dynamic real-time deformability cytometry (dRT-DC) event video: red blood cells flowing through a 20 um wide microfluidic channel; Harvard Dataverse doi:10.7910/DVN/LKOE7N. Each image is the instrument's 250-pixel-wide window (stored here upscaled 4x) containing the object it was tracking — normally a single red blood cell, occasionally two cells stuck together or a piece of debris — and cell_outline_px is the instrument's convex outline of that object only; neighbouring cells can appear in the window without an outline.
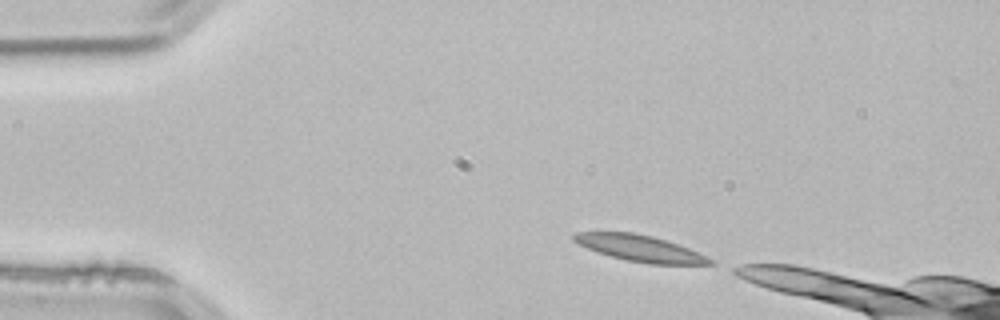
{"species": "common noctule bat (a hibernating species)", "species_latin": "Nyctalus noctula", "temperature_condition": "room temperature", "stored_images_in_passage": 41, "camera_frame_rate_fps": 3000, "um_per_image_px": 0.085, "animal": {"sex": "male", "body_mass_g": 21.5, "forearm_length_mm": 52.0}, "frame": {"image": 1, "passage_image": 1, "time_ms": 0.0, "image_size_px": [1000, 320], "cell_outline_px": [[716, 264], [648, 264], [628, 260], [612, 256], [588, 248], [572, 240], [572, 236], [576, 232], [632, 232], [652, 236], [688, 248], [708, 256]], "centroid_in_image_um": [54.42, 21.1], "position_along_channel_um": 30.6, "area_um2": 20.46}}
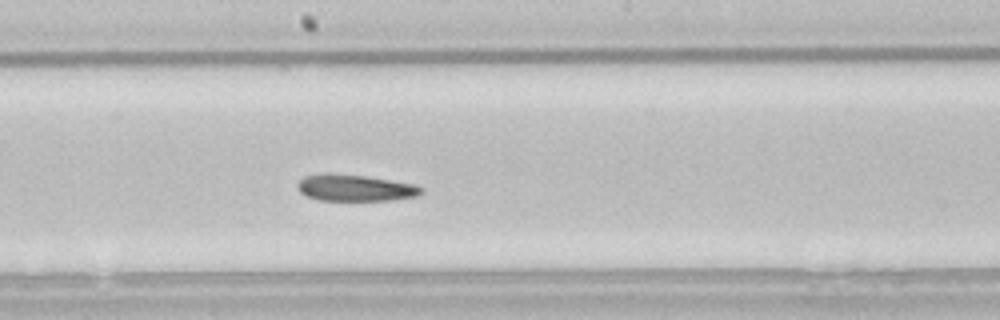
{"frame": {"image": 2, "passage_image": 20, "time_ms": 6.333, "image_size_px": [1000, 320], "cell_outline_px": [[424, 192], [416, 196], [388, 200], [320, 200], [308, 196], [300, 192], [296, 188], [296, 184], [304, 176], [324, 172], [332, 172], [364, 176], [412, 184], [424, 188]], "centroid_in_image_um": [30.12, 15.95], "position_along_channel_um": 218.1, "area_um2": 19.13}}
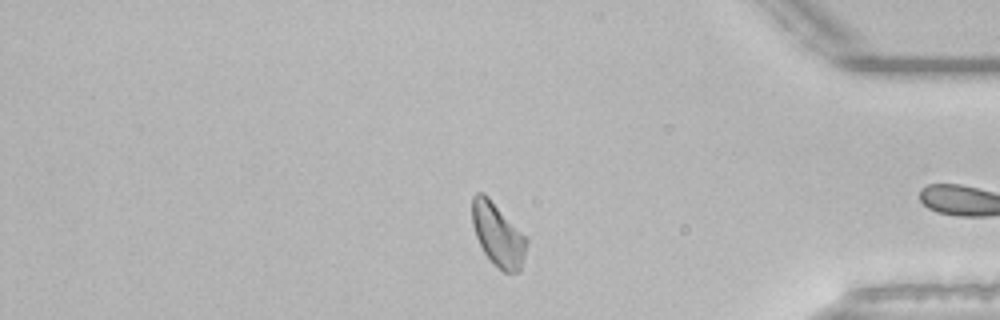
{"frame": {"image": 3, "passage_image": 36, "time_ms": 11.667, "image_size_px": [1000, 320], "cell_outline_px": [[528, 244], [520, 272], [504, 272], [492, 264], [484, 252], [476, 236], [472, 224], [472, 196], [476, 192], [484, 192], [488, 196], [528, 240]], "centroid_in_image_um": [42.31, 19.96], "position_along_channel_um": 392.9, "area_um2": 19.94}, "authors_computed_cell_mechanics": {"area_um2": 19.941, "velocity_mm_per_s": 3.8019, "shape_relaxation_time_tau1_ms": null, "shape_relaxation_time_tau2_ms": 5.676, "deformation_change_tau1": null, "deformation_change_tau2": 0.1336}}